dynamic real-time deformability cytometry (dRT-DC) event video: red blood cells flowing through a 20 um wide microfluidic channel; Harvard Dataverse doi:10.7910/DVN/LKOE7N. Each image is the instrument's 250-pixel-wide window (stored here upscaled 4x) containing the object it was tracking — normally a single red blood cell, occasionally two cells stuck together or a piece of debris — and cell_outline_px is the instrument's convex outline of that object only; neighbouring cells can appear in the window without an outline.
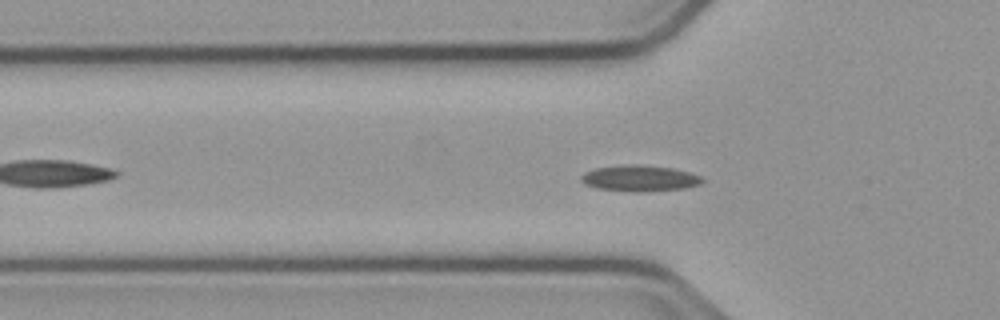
{"species": "common noctule bat (a hibernating species)", "species_latin": "Nyctalus noctula", "temperature_condition": "cold", "stored_images_in_passage": 55, "camera_frame_rate_fps": 3000, "um_per_image_px": 0.085, "animal": {"sex": "male", "body_mass_g": 23.1, "forearm_length_mm": 52.7}, "frame": {"image": 1, "passage_image": 17, "time_ms": 5.333, "image_size_px": [1000, 320], "cell_outline_px": [[704, 180], [700, 184], [684, 188], [640, 192], [636, 192], [596, 188], [584, 184], [580, 180], [580, 176], [584, 172], [596, 168], [624, 164], [636, 164], [672, 168], [688, 172], [700, 176]], "centroid_in_image_um": [54.33, 15.15], "position_along_channel_um": 71.5, "area_um2": 18.38}}
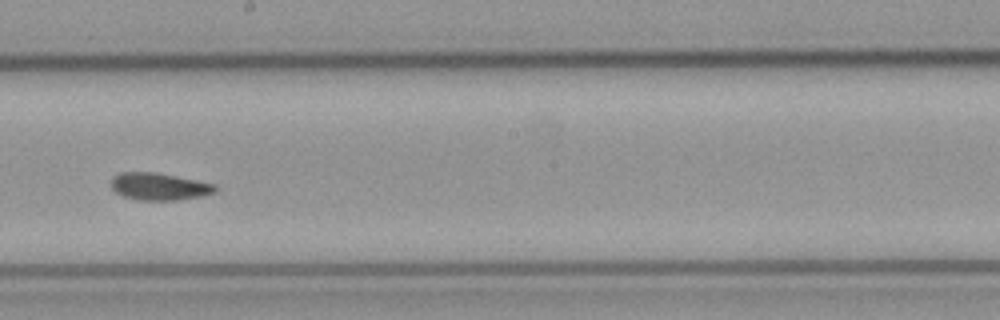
{"frame": {"image": 2, "passage_image": 30, "time_ms": 9.667, "image_size_px": [1000, 320], "cell_outline_px": [[216, 192], [200, 196], [176, 200], [136, 200], [124, 196], [116, 192], [112, 188], [112, 180], [120, 172], [156, 172], [216, 184]], "centroid_in_image_um": [13.54, 15.85], "position_along_channel_um": 234.7, "area_um2": 16.36}}
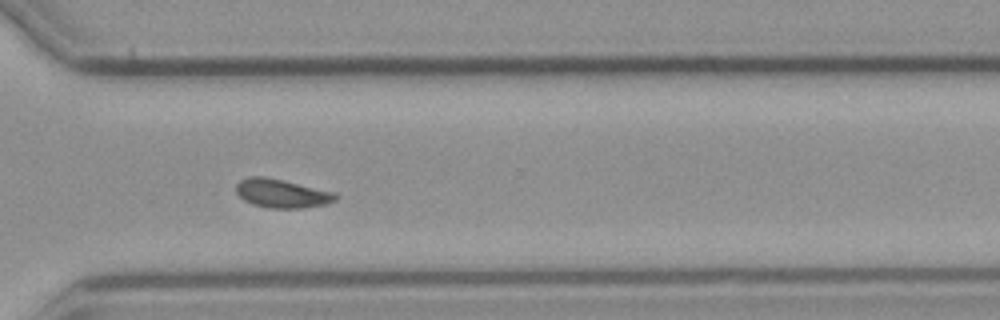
{"frame": {"image": 3, "passage_image": 39, "time_ms": 12.667, "image_size_px": [1000, 320], "cell_outline_px": [[340, 196], [336, 200], [328, 204], [300, 208], [268, 208], [252, 204], [244, 200], [236, 192], [236, 184], [240, 180], [248, 176], [264, 176], [284, 180], [336, 192]], "centroid_in_image_um": [23.98, 16.43], "position_along_channel_um": 346.6, "area_um2": 16.88}, "authors_computed_cell_mechanics": {"area_um2": 16.5308, "velocity_mm_per_s": 3.7438, "shape_relaxation_time_tau1_ms": 6.3809, "shape_relaxation_time_tau2_ms": 4.7037, "deformation_change_tau1": 0.1302, "deformation_change_tau2": 0.087}}